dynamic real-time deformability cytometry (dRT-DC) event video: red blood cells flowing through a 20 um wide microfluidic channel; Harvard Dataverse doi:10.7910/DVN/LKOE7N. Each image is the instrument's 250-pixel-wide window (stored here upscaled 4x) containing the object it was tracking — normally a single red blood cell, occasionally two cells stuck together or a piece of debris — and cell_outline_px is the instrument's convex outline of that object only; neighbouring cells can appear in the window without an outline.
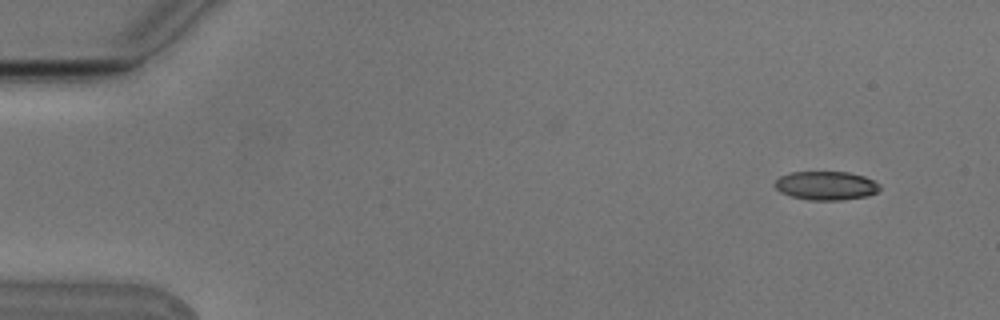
{"species": "Egyptian fruit bat (a non-hibernating species)", "species_latin": "Rousettus aegyptiacus", "temperature_condition": "cold", "stored_images_in_passage": 2, "camera_frame_rate_fps": 3000, "um_per_image_px": 0.085, "animal": {"sex": "male"}, "frame": {"image": 1, "passage_image": 2, "time_ms": 0.333, "image_size_px": [1000, 320], "cell_outline_px": [[880, 188], [876, 192], [868, 196], [840, 200], [808, 200], [792, 196], [780, 192], [776, 188], [776, 180], [780, 176], [792, 172], [848, 172], [864, 176], [880, 184]], "centroid_in_image_um": [70.23, 15.78], "position_along_channel_um": 14.8, "area_um2": 17.46}}